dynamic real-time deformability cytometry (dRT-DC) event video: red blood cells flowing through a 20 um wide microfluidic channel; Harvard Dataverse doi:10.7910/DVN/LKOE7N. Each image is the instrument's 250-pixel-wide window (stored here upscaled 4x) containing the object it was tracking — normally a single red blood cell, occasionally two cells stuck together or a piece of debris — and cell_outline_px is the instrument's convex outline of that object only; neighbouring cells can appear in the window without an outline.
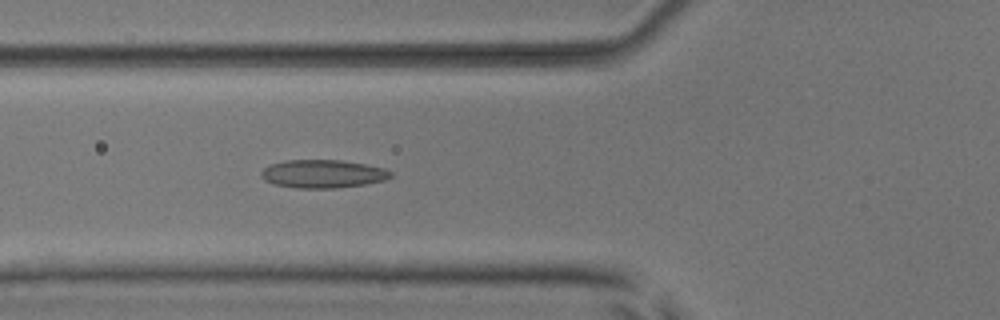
{"species": "common noctule bat (a hibernating species)", "species_latin": "Nyctalus noctula", "temperature_condition": "room temperature", "stored_images_in_passage": 34, "camera_frame_rate_fps": 3000, "um_per_image_px": 0.085, "animal": {"sex": "male", "body_mass_g": 17.9, "forearm_length_mm": 54.2}, "frame": {"image": 1, "passage_image": 8, "time_ms": 2.333, "image_size_px": [1000, 320], "cell_outline_px": [[392, 176], [384, 180], [364, 184], [336, 188], [296, 188], [272, 184], [264, 180], [260, 176], [260, 172], [268, 164], [284, 160], [340, 160], [364, 164], [384, 168], [392, 172]], "centroid_in_image_um": [27.38, 14.77], "position_along_channel_um": 98.4, "area_um2": 21.39}}
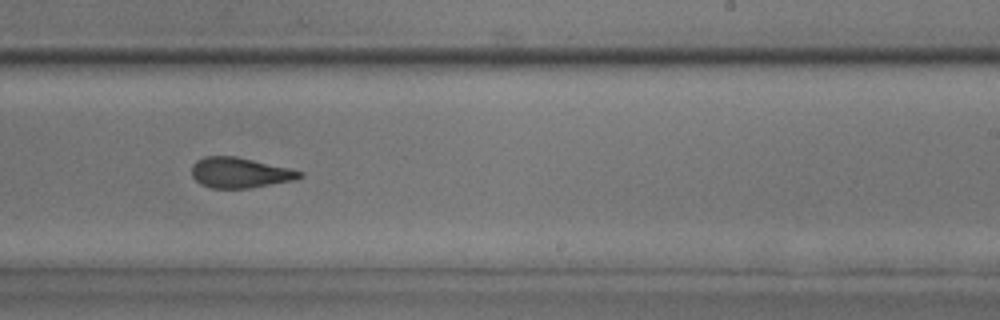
{"frame": {"image": 2, "passage_image": 21, "time_ms": 6.667, "image_size_px": [1000, 320], "cell_outline_px": [[304, 176], [296, 180], [248, 188], [212, 188], [200, 184], [192, 176], [192, 164], [196, 160], [204, 156], [236, 156], [292, 168], [304, 172]], "centroid_in_image_um": [20.42, 14.67], "position_along_channel_um": 268.6, "area_um2": 19.36}}
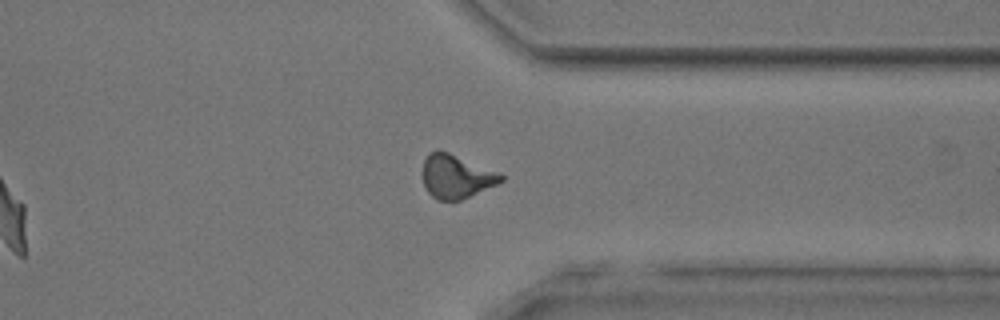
{"frame": {"image": 3, "passage_image": 29, "time_ms": 9.333, "image_size_px": [1000, 320], "cell_outline_px": [[504, 180], [496, 184], [460, 200], [436, 200], [428, 192], [424, 184], [424, 160], [428, 152], [436, 148], [448, 152], [496, 172], [504, 176]], "centroid_in_image_um": [38.73, 14.99], "position_along_channel_um": 372.7, "area_um2": 19.48}, "authors_computed_cell_mechanics": {"area_um2": 20.0277, "velocity_mm_per_s": 3.9421, "shape_relaxation_time_tau1_ms": 10.0081, "shape_relaxation_time_tau2_ms": 1.9008, "deformation_change_tau1": 0.2142, "deformation_change_tau2": 0.0943}}